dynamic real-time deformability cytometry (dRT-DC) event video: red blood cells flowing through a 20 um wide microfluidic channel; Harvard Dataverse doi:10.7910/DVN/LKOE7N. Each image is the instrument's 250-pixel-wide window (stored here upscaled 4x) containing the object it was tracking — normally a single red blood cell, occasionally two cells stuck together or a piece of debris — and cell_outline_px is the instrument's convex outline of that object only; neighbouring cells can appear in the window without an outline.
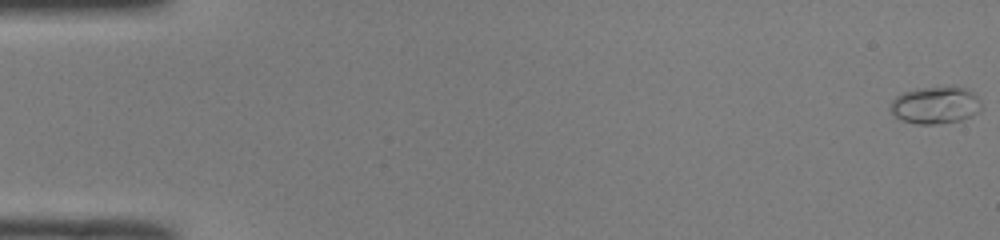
{"species": "common noctule bat (a hibernating species)", "species_latin": "Nyctalus noctula", "temperature_condition": "room temperature", "stored_images_in_passage": 2, "camera_frame_rate_fps": 3000, "um_per_image_px": 0.085, "animal": {"sex": "male", "body_mass_g": 19.0, "forearm_length_mm": 50.8}, "frame": {"image": 1, "passage_image": 1, "time_ms": 0.0, "image_size_px": [1000, 240], "cell_outline_px": [[980, 112], [960, 120], [936, 124], [920, 124], [904, 120], [896, 116], [892, 112], [892, 100], [896, 96], [904, 92], [916, 88], [952, 84], [968, 88], [980, 100]], "centroid_in_image_um": [79.56, 8.88], "position_along_channel_um": 5.4, "area_um2": 19.94}}